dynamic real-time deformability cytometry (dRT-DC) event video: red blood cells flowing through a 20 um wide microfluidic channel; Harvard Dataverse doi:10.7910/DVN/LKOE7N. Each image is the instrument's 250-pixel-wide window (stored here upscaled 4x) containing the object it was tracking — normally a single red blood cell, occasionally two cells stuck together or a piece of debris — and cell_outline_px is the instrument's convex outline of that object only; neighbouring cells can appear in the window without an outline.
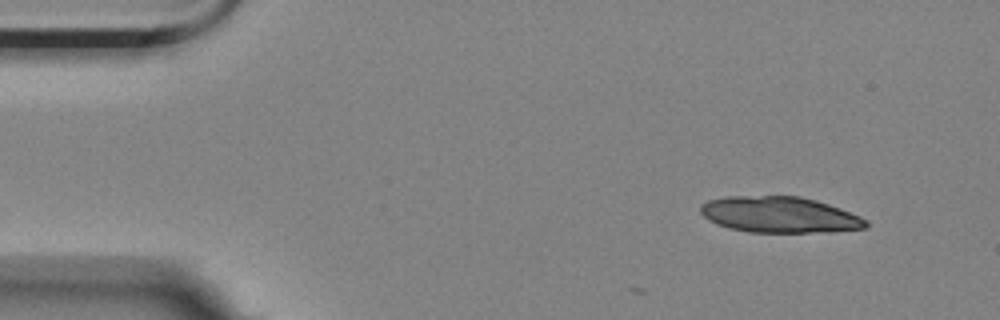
{"species": "Egyptian fruit bat (a non-hibernating species)", "species_latin": "Rousettus aegyptiacus", "temperature_condition": "room temperature", "stored_images_in_passage": 2, "camera_frame_rate_fps": 3000, "um_per_image_px": 0.085, "animal": {"sex": "female"}, "frame": {"image": 1, "passage_image": 2, "time_ms": 0.333, "image_size_px": [1000, 320], "cell_outline_px": [[868, 228], [808, 232], [748, 232], [728, 228], [716, 224], [708, 220], [700, 212], [700, 204], [708, 200], [724, 196], [800, 196], [816, 200], [840, 208], [860, 216], [868, 220]], "centroid_in_image_um": [66.21, 18.24], "position_along_channel_um": 18.8, "area_um2": 34.74}}